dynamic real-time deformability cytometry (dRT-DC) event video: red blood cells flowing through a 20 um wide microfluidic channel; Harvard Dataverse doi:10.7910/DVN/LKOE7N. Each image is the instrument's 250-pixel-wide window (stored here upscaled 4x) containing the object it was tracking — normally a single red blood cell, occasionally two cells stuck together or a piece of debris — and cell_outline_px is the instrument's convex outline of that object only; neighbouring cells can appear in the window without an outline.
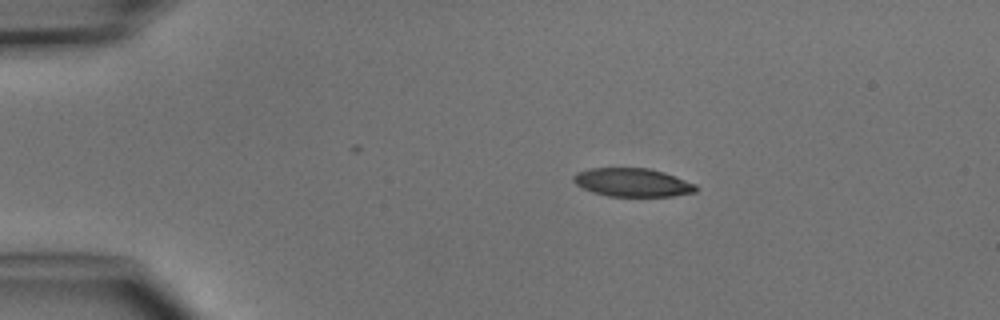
{"species": "common noctule bat (a hibernating species)", "species_latin": "Nyctalus noctula", "temperature_condition": "cold", "stored_images_in_passage": 4, "camera_frame_rate_fps": 3000, "um_per_image_px": 0.085, "animal": {"sex": "male", "body_mass_g": 15.6}, "frame": {"image": 1, "passage_image": 1, "time_ms": 0.0, "image_size_px": [1000, 320], "cell_outline_px": [[696, 192], [672, 196], [608, 196], [592, 192], [576, 184], [572, 180], [572, 176], [576, 172], [588, 168], [648, 168], [664, 172], [696, 184]], "centroid_in_image_um": [53.73, 15.5], "position_along_channel_um": 31.3, "area_um2": 20.29}}
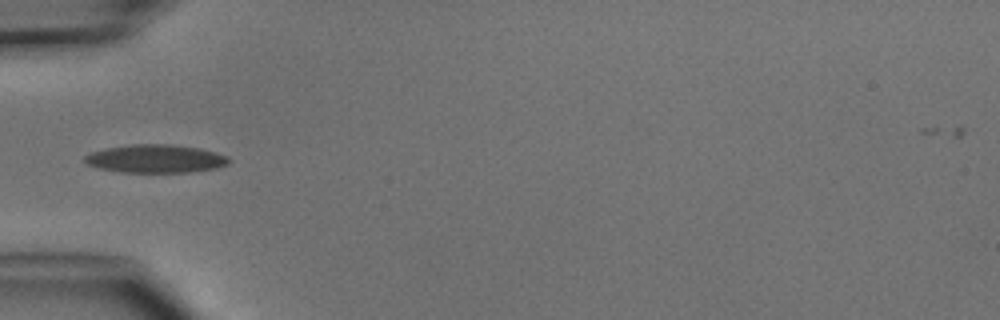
{"frame": {"image": 2, "passage_image": 3, "time_ms": 2.333, "image_size_px": [1000, 320], "cell_outline_px": [[232, 160], [228, 164], [216, 168], [188, 172], [120, 172], [100, 168], [88, 164], [84, 160], [84, 156], [92, 152], [108, 148], [128, 144], [172, 144], [200, 148], [228, 156]], "centroid_in_image_um": [13.26, 13.48], "position_along_channel_um": 71.7, "area_um2": 23.64}}